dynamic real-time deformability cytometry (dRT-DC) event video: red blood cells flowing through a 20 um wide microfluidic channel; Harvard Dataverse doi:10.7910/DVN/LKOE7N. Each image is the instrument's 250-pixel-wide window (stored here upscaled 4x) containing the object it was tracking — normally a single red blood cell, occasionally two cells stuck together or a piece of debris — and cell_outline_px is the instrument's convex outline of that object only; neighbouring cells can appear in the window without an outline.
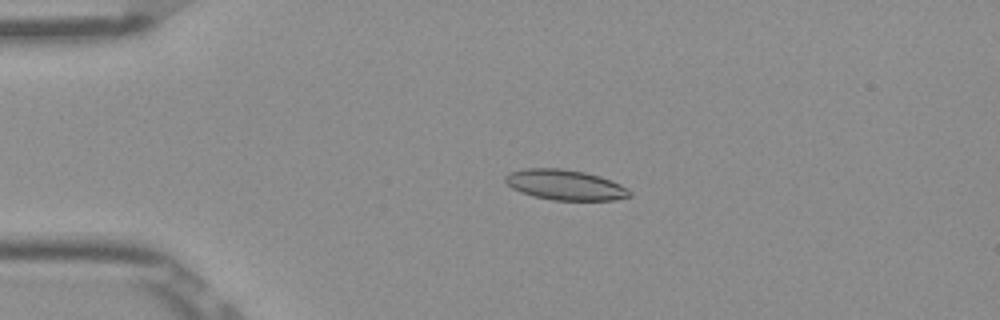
{"species": "Egyptian fruit bat (a non-hibernating species)", "species_latin": "Rousettus aegyptiacus", "temperature_condition": "room temperature", "stored_images_in_passage": 52, "camera_frame_rate_fps": 3000, "um_per_image_px": 0.085, "frame": {"image": 1, "passage_image": 12, "time_ms": 3.667, "image_size_px": [1000, 320], "cell_outline_px": [[632, 196], [616, 200], [552, 200], [532, 196], [520, 192], [512, 188], [504, 180], [504, 176], [508, 172], [524, 168], [564, 168], [584, 172], [600, 176], [612, 180], [628, 188], [632, 192]], "centroid_in_image_um": [48.04, 15.71], "position_along_channel_um": 37.0, "area_um2": 22.31}}
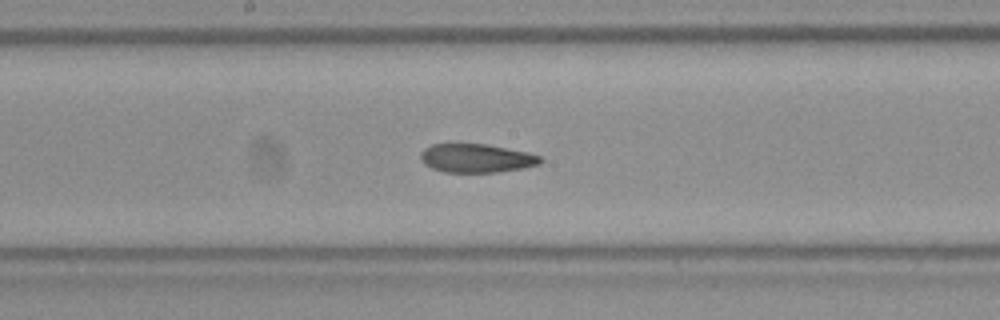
{"frame": {"image": 2, "passage_image": 28, "time_ms": 9.0, "image_size_px": [1000, 320], "cell_outline_px": [[544, 160], [540, 164], [524, 168], [496, 172], [444, 172], [432, 168], [424, 164], [420, 160], [420, 152], [424, 148], [432, 144], [456, 140], [484, 144], [528, 152], [540, 156]], "centroid_in_image_um": [40.43, 13.4], "position_along_channel_um": 207.8, "area_um2": 20.81}}
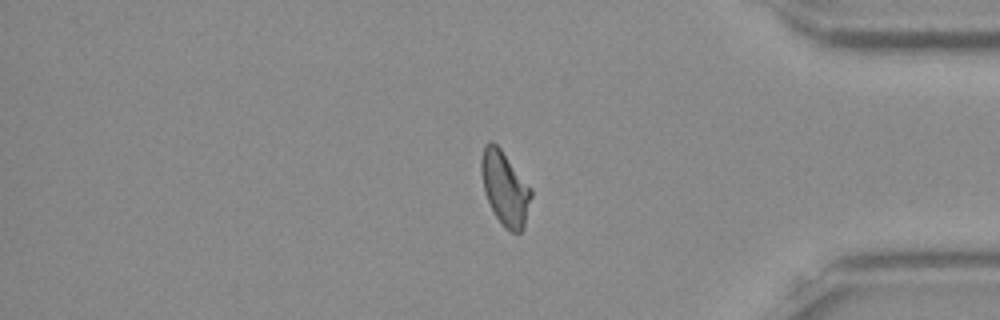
{"frame": {"image": 3, "passage_image": 44, "time_ms": 14.333, "image_size_px": [1000, 320], "cell_outline_px": [[532, 196], [524, 228], [520, 232], [512, 232], [496, 216], [484, 192], [480, 172], [480, 160], [484, 144], [492, 140], [500, 148], [532, 188]], "centroid_in_image_um": [42.91, 15.95], "position_along_channel_um": 392.3, "area_um2": 21.39}, "authors_computed_cell_mechanics": {"area_um2": 21.2704, "velocity_mm_per_s": 3.9038, "shape_relaxation_time_tau1_ms": null, "shape_relaxation_time_tau2_ms": 3.3406, "deformation_change_tau1": null, "deformation_change_tau2": 0.0982}}